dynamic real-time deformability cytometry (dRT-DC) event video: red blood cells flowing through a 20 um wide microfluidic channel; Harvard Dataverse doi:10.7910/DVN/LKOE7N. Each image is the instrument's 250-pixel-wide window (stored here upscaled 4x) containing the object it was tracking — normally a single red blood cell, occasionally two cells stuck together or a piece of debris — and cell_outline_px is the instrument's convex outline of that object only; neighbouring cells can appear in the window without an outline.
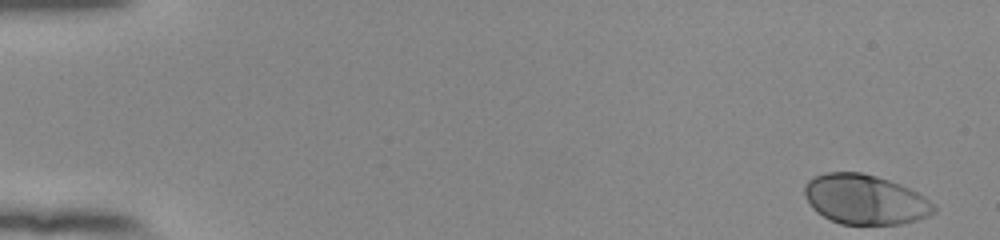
{"species": "human", "species_latin": "Homo sapiens", "temperature_condition": "room temperature", "stored_images_in_passage": 53, "camera_frame_rate_fps": 3000, "um_per_image_px": 0.085, "donor": {"sex": "female"}, "frame": {"image": 1, "passage_image": 1, "time_ms": 0.0, "image_size_px": [1000, 240], "cell_outline_px": [[936, 212], [928, 216], [916, 220], [900, 224], [840, 224], [816, 212], [812, 208], [804, 196], [804, 184], [808, 180], [816, 176], [828, 172], [860, 172], [876, 176], [900, 184], [924, 196], [936, 208]], "centroid_in_image_um": [73.51, 16.96], "position_along_channel_um": 11.5, "area_um2": 37.4}}
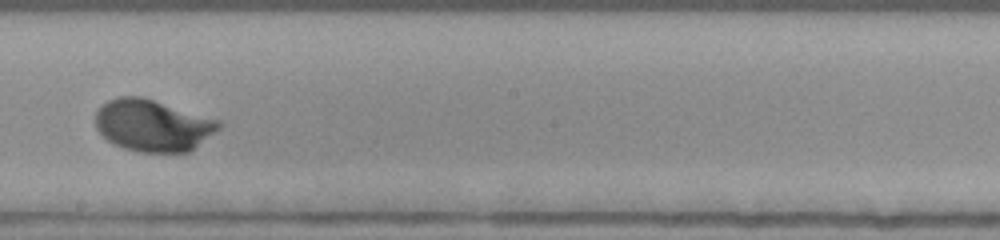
{"frame": {"image": 2, "passage_image": 31, "time_ms": 10.0, "image_size_px": [1000, 240], "cell_outline_px": [[224, 124], [220, 128], [188, 152], [140, 152], [124, 148], [112, 144], [96, 128], [96, 112], [100, 104], [116, 96], [140, 96], [220, 120]], "centroid_in_image_um": [12.96, 10.65], "position_along_channel_um": 235.2, "area_um2": 37.17}}
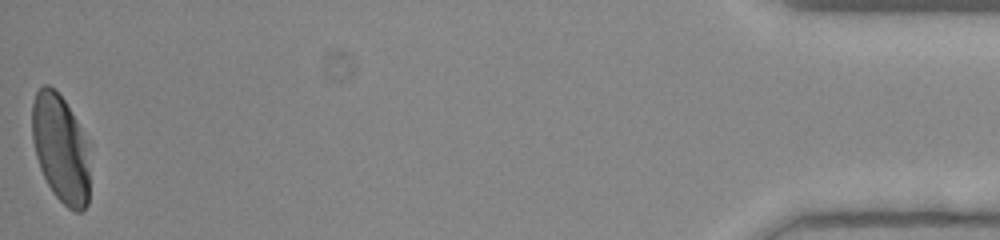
{"frame": {"image": 3, "passage_image": 53, "time_ms": 17.333, "image_size_px": [1000, 240], "cell_outline_px": [[88, 204], [80, 212], [76, 212], [68, 208], [52, 192], [40, 168], [36, 156], [32, 140], [32, 104], [36, 92], [44, 84], [48, 84], [64, 100], [76, 120], [80, 128], [84, 140], [88, 172]], "centroid_in_image_um": [5.1, 12.63], "position_along_channel_um": 430.1, "area_um2": 35.49}, "authors_computed_cell_mechanics": {"area_um2": 36.125, "velocity_mm_per_s": 3.8433, "shape_relaxation_time_tau1_ms": 2.4962, "shape_relaxation_time_tau2_ms": null, "deformation_change_tau1": 0.1659, "deformation_change_tau2": null}}